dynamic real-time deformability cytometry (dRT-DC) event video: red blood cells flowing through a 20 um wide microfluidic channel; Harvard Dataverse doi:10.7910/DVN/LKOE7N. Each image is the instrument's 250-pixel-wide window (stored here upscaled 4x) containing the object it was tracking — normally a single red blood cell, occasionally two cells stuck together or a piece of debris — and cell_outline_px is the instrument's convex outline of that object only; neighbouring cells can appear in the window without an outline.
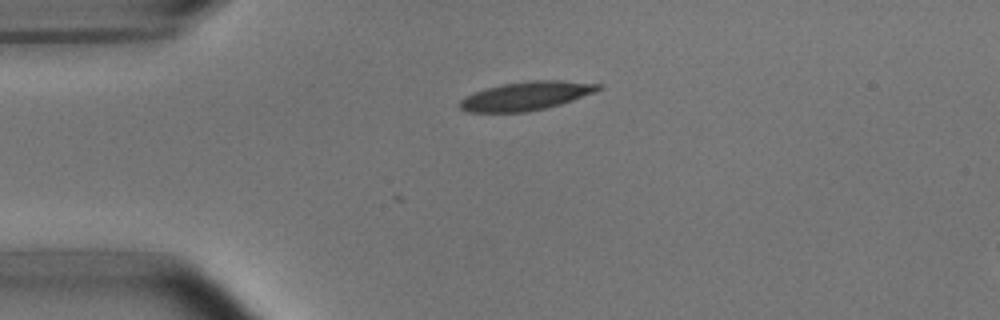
{"species": "common noctule bat (a hibernating species)", "species_latin": "Nyctalus noctula", "temperature_condition": "room temperature", "stored_images_in_passage": 4, "camera_frame_rate_fps": 3000, "um_per_image_px": 0.085, "animal": {"sex": "male", "body_mass_g": 15.6}, "frame": {"image": 1, "passage_image": 1, "time_ms": 0.0, "image_size_px": [1000, 320], "cell_outline_px": [[604, 88], [572, 100], [560, 104], [544, 108], [524, 112], [468, 112], [460, 108], [456, 104], [464, 96], [484, 88], [504, 84], [528, 80], [564, 80], [600, 84]], "centroid_in_image_um": [44.67, 8.14], "position_along_channel_um": 40.3, "area_um2": 23.12}}